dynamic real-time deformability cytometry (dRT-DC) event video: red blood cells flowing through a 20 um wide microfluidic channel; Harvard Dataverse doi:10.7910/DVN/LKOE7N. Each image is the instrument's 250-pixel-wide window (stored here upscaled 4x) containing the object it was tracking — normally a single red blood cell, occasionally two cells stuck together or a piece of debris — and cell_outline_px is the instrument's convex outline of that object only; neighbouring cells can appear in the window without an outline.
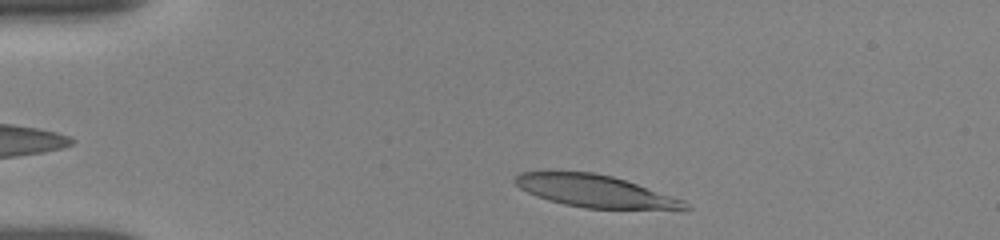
{"species": "human", "species_latin": "Homo sapiens", "temperature_condition": "room temperature", "stored_images_in_passage": 10, "camera_frame_rate_fps": 3000, "um_per_image_px": 0.085, "donor": {"sex": "female"}, "frame": {"image": 1, "passage_image": 3, "time_ms": 0.667, "image_size_px": [1000, 240], "cell_outline_px": [[692, 208], [584, 208], [564, 204], [548, 200], [536, 196], [520, 188], [512, 180], [520, 172], [544, 168], [592, 172], [612, 176], [684, 200]], "centroid_in_image_um": [50.38, 16.18], "position_along_channel_um": 34.6, "area_um2": 32.08}}
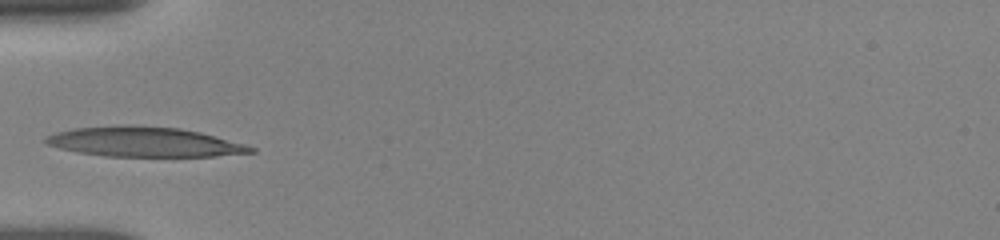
{"frame": {"image": 2, "passage_image": 8, "time_ms": 3.0, "image_size_px": [1000, 240], "cell_outline_px": [[256, 152], [216, 156], [104, 156], [80, 152], [60, 148], [48, 144], [44, 140], [44, 136], [56, 132], [72, 128], [128, 124], [132, 124], [180, 128], [200, 132], [244, 144], [256, 148]], "centroid_in_image_um": [12.25, 12.05], "position_along_channel_um": 72.8, "area_um2": 35.66}}